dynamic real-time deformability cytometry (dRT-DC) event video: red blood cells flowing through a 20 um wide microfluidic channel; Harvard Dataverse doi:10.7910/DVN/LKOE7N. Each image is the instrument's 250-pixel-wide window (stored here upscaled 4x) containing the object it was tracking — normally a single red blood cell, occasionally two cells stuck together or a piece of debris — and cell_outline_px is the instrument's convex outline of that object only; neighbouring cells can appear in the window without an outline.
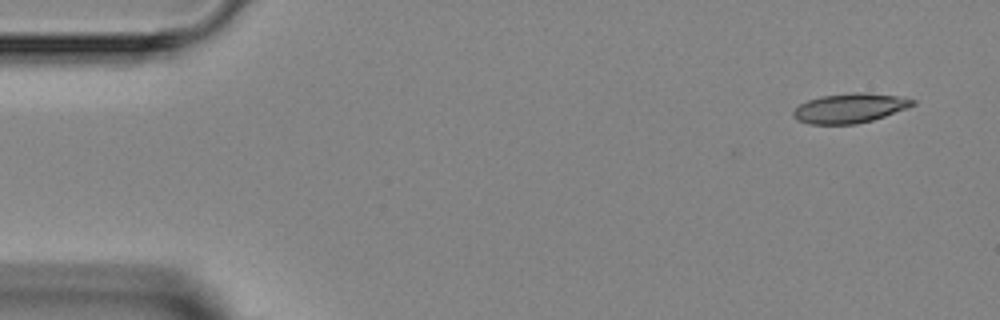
{"species": "Egyptian fruit bat (a non-hibernating species)", "species_latin": "Rousettus aegyptiacus", "temperature_condition": "room temperature", "stored_images_in_passage": 4, "camera_frame_rate_fps": 3000, "um_per_image_px": 0.085, "animal": {"sex": "female"}, "frame": {"image": 1, "passage_image": 1, "time_ms": 0.0, "image_size_px": [1000, 320], "cell_outline_px": [[916, 104], [908, 108], [872, 120], [856, 124], [808, 124], [796, 120], [792, 116], [792, 112], [800, 104], [808, 100], [820, 96], [856, 92], [864, 92], [904, 96], [916, 100]], "centroid_in_image_um": [72.26, 9.18], "position_along_channel_um": 12.7, "area_um2": 20.81}}
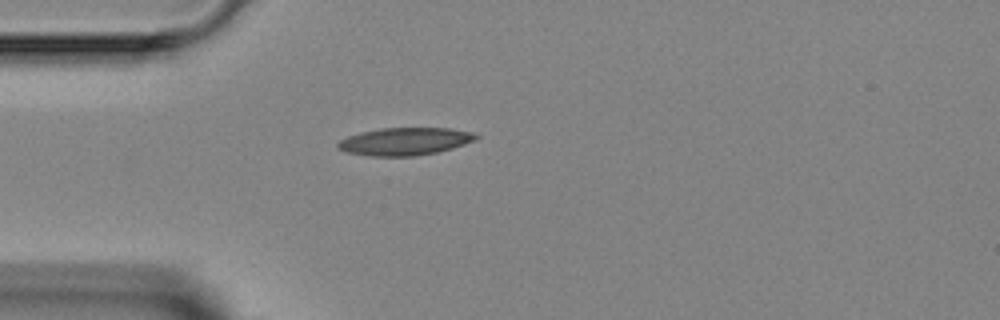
{"frame": {"image": 2, "passage_image": 4, "time_ms": 3.333, "image_size_px": [1000, 320], "cell_outline_px": [[480, 136], [476, 140], [452, 148], [436, 152], [416, 156], [368, 156], [348, 152], [336, 148], [336, 144], [340, 140], [348, 136], [360, 132], [380, 128], [448, 128], [472, 132]], "centroid_in_image_um": [34.39, 12.02], "position_along_channel_um": 50.6, "area_um2": 22.25}}